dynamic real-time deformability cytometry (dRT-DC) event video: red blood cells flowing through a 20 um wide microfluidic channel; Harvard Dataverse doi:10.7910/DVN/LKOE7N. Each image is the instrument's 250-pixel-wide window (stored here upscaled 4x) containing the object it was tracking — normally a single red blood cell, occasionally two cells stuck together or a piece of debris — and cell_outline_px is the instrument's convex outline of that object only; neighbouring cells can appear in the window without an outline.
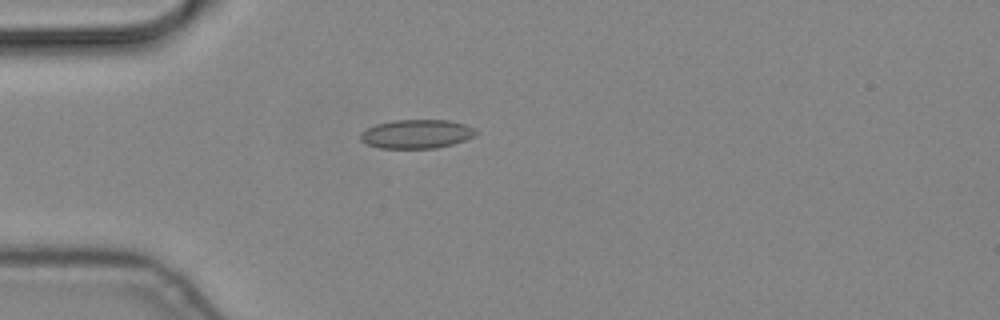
{"species": "common noctule bat (a hibernating species)", "species_latin": "Nyctalus noctula", "temperature_condition": "cold", "stored_images_in_passage": 1, "camera_frame_rate_fps": 3000, "um_per_image_px": 0.085, "animal": {"sex": "male", "body_mass_g": 19.2, "forearm_length_mm": 51.8}, "frame": {"image": 1, "passage_image": 1, "time_ms": 0.0, "image_size_px": [1000, 320], "cell_outline_px": [[476, 136], [452, 144], [436, 148], [380, 148], [364, 144], [360, 140], [360, 132], [376, 124], [392, 120], [448, 120], [464, 124], [472, 128], [476, 132]], "centroid_in_image_um": [35.36, 11.39], "position_along_channel_um": 49.6, "area_um2": 19.42}}